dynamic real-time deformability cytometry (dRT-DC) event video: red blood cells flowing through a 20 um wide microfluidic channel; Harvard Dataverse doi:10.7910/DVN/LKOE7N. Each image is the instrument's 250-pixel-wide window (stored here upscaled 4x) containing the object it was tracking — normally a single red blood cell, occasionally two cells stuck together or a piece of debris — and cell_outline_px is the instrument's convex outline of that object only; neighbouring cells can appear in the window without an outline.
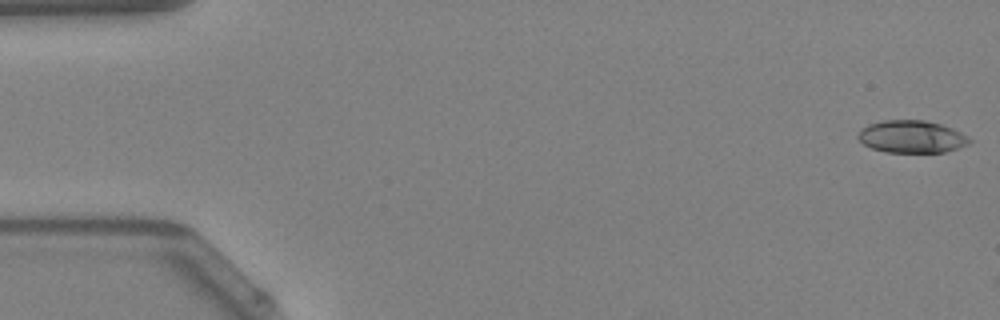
{"species": "Egyptian fruit bat (a non-hibernating species)", "species_latin": "Rousettus aegyptiacus", "temperature_condition": "warm", "stored_images_in_passage": 5, "camera_frame_rate_fps": 3000, "um_per_image_px": 0.085, "animal": {"sex": "female"}, "frame": {"image": 1, "passage_image": 1, "time_ms": 0.0, "image_size_px": [1000, 320], "cell_outline_px": [[972, 140], [968, 144], [944, 152], [884, 152], [872, 148], [864, 144], [856, 136], [860, 128], [868, 124], [884, 120], [924, 120], [940, 124], [952, 128], [968, 136]], "centroid_in_image_um": [77.46, 11.61], "position_along_channel_um": 7.5, "area_um2": 21.04}}